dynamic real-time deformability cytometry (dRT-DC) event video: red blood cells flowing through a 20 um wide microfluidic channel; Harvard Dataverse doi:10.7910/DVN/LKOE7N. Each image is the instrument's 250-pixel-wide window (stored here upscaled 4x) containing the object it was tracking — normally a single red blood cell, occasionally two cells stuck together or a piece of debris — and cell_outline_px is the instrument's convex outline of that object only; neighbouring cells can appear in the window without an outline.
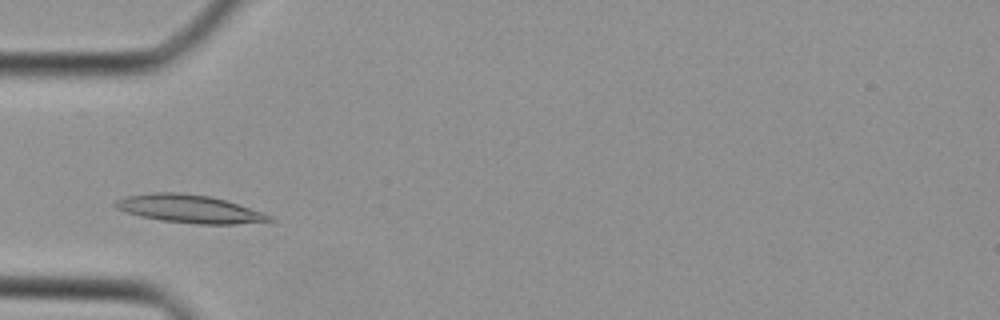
{"species": "Egyptian fruit bat (a non-hibernating species)", "species_latin": "Rousettus aegyptiacus", "temperature_condition": "cold", "stored_images_in_passage": 32, "camera_frame_rate_fps": 3000, "um_per_image_px": 0.085, "animal": {"sex": "female"}, "frame": {"image": 1, "passage_image": 5, "time_ms": 1.333, "image_size_px": [1000, 320], "cell_outline_px": [[276, 220], [236, 224], [196, 224], [160, 220], [140, 216], [116, 208], [112, 204], [116, 200], [128, 196], [152, 192], [180, 192], [212, 196], [272, 216]], "centroid_in_image_um": [16.07, 17.75], "position_along_channel_um": 68.9, "area_um2": 24.91}}
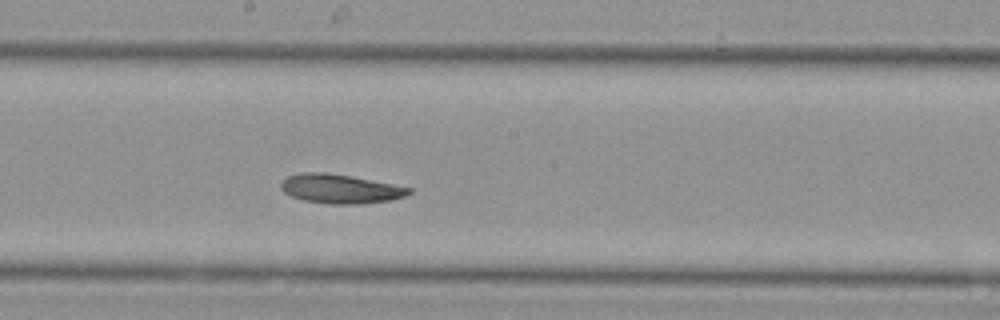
{"frame": {"image": 2, "passage_image": 14, "time_ms": 4.333, "image_size_px": [1000, 320], "cell_outline_px": [[412, 192], [404, 196], [392, 200], [360, 204], [328, 204], [304, 200], [292, 196], [284, 192], [280, 188], [280, 184], [288, 176], [300, 172], [324, 172], [352, 176], [412, 188]], "centroid_in_image_um": [28.92, 16.05], "position_along_channel_um": 219.3, "area_um2": 21.73}}
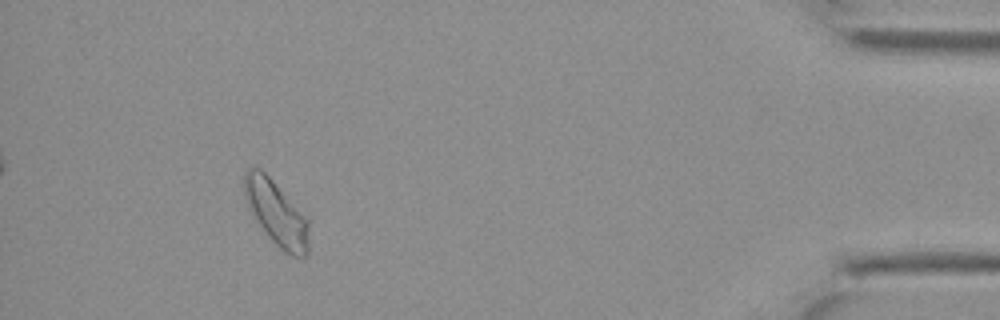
{"frame": {"image": 3, "passage_image": 29, "time_ms": 9.333, "image_size_px": [1000, 320], "cell_outline_px": [[308, 252], [304, 256], [292, 256], [284, 252], [268, 236], [256, 220], [248, 208], [244, 196], [244, 172], [252, 164], [260, 168], [272, 180], [308, 220]], "centroid_in_image_um": [23.44, 18.09], "position_along_channel_um": 411.8, "area_um2": 23.99}}